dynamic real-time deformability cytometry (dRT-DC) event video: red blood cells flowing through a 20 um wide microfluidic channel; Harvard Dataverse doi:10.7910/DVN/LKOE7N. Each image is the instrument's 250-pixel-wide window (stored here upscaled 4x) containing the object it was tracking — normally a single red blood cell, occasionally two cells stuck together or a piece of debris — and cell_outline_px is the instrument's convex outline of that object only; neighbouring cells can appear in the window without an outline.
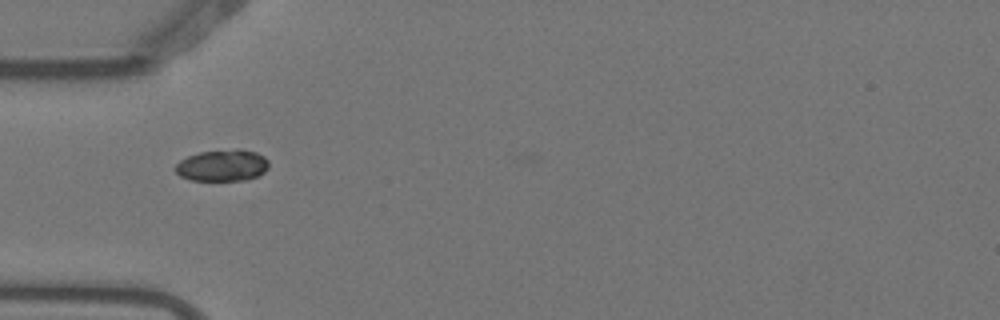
{"species": "Egyptian fruit bat (a non-hibernating species)", "species_latin": "Rousettus aegyptiacus", "temperature_condition": "warm", "stored_images_in_passage": 10, "camera_frame_rate_fps": 3000, "um_per_image_px": 0.085, "animal": {"sex": "female"}, "frame": {"image": 1, "passage_image": 5, "time_ms": 1.333, "image_size_px": [1000, 320], "cell_outline_px": [[268, 168], [264, 172], [256, 176], [244, 180], [192, 180], [180, 176], [172, 168], [180, 160], [188, 156], [200, 152], [236, 148], [240, 148], [256, 152], [264, 156], [268, 160]], "centroid_in_image_um": [18.89, 14.04], "position_along_channel_um": 66.1, "area_um2": 17.34}}
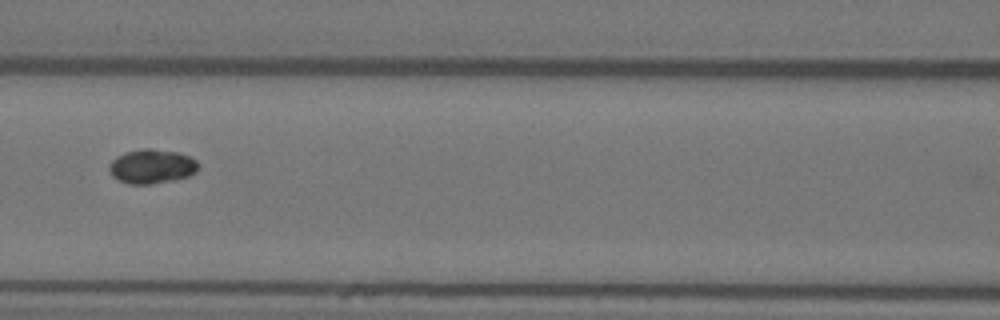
{"frame": {"image": 2, "passage_image": 7, "time_ms": 2.0, "image_size_px": [1000, 320], "cell_outline_px": [[196, 172], [188, 176], [172, 180], [148, 184], [128, 184], [112, 176], [108, 168], [108, 164], [116, 156], [124, 152], [144, 148], [152, 148], [180, 152], [196, 160]], "centroid_in_image_um": [12.86, 14.12], "position_along_channel_um": 153.7, "area_um2": 17.8}}
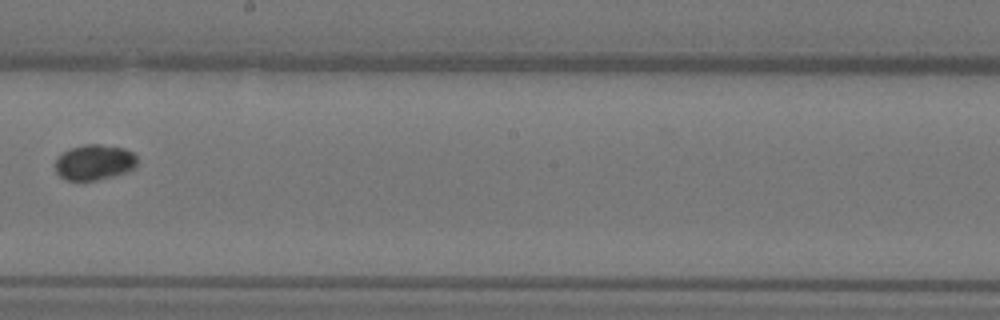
{"frame": {"image": 3, "passage_image": 9, "time_ms": 2.667, "image_size_px": [1000, 320], "cell_outline_px": [[136, 164], [132, 168], [124, 172], [112, 176], [96, 180], [64, 180], [56, 172], [56, 160], [64, 152], [72, 148], [84, 144], [100, 144], [124, 148], [132, 152], [136, 156]], "centroid_in_image_um": [8.01, 13.79], "position_along_channel_um": 240.2, "area_um2": 16.65}}